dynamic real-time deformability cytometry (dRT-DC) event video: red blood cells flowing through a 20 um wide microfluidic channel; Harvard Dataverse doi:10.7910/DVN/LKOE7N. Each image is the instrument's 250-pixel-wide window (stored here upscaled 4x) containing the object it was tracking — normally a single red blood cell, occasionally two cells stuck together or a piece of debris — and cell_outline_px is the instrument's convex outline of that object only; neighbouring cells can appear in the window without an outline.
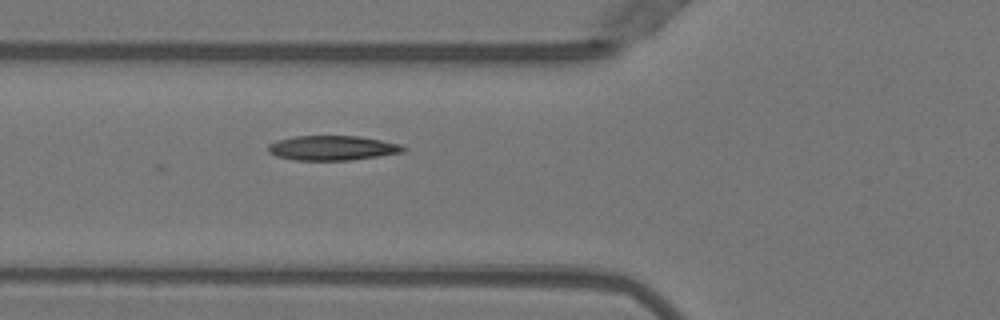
{"species": "Egyptian fruit bat (a non-hibernating species)", "species_latin": "Rousettus aegyptiacus", "temperature_condition": "warm", "stored_images_in_passage": 2, "camera_frame_rate_fps": 3000, "um_per_image_px": 0.085, "animal": {"sex": "female"}, "frame": {"image": 1, "passage_image": 2, "time_ms": 0.333, "image_size_px": [1000, 320], "cell_outline_px": [[408, 148], [404, 152], [348, 160], [296, 160], [276, 156], [268, 152], [268, 144], [276, 140], [296, 136], [360, 136], [400, 144]], "centroid_in_image_um": [28.23, 12.57], "position_along_channel_um": 97.6, "area_um2": 19.36}}